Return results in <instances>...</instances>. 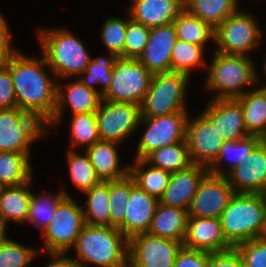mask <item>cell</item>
I'll return each mask as SVG.
<instances>
[{"mask_svg": "<svg viewBox=\"0 0 266 267\" xmlns=\"http://www.w3.org/2000/svg\"><path fill=\"white\" fill-rule=\"evenodd\" d=\"M38 254L37 248L20 244L6 234L0 241V267H27Z\"/></svg>", "mask_w": 266, "mask_h": 267, "instance_id": "obj_41", "label": "cell"}, {"mask_svg": "<svg viewBox=\"0 0 266 267\" xmlns=\"http://www.w3.org/2000/svg\"><path fill=\"white\" fill-rule=\"evenodd\" d=\"M113 141H98L85 149L90 162L101 181L118 180L126 177L130 172V164L120 162L117 146ZM123 167H122V166Z\"/></svg>", "mask_w": 266, "mask_h": 267, "instance_id": "obj_24", "label": "cell"}, {"mask_svg": "<svg viewBox=\"0 0 266 267\" xmlns=\"http://www.w3.org/2000/svg\"><path fill=\"white\" fill-rule=\"evenodd\" d=\"M30 153L0 151V182L5 187L22 185L33 179Z\"/></svg>", "mask_w": 266, "mask_h": 267, "instance_id": "obj_28", "label": "cell"}, {"mask_svg": "<svg viewBox=\"0 0 266 267\" xmlns=\"http://www.w3.org/2000/svg\"><path fill=\"white\" fill-rule=\"evenodd\" d=\"M77 151L70 148L66 153L68 172L71 182L79 189L78 191L84 193L99 184L101 180L97 176L86 151L84 155Z\"/></svg>", "mask_w": 266, "mask_h": 267, "instance_id": "obj_36", "label": "cell"}, {"mask_svg": "<svg viewBox=\"0 0 266 267\" xmlns=\"http://www.w3.org/2000/svg\"><path fill=\"white\" fill-rule=\"evenodd\" d=\"M234 194L226 176L208 172L199 183L188 215L189 217L220 218Z\"/></svg>", "mask_w": 266, "mask_h": 267, "instance_id": "obj_15", "label": "cell"}, {"mask_svg": "<svg viewBox=\"0 0 266 267\" xmlns=\"http://www.w3.org/2000/svg\"><path fill=\"white\" fill-rule=\"evenodd\" d=\"M235 193H266V146L261 142L250 152L246 162L226 175Z\"/></svg>", "mask_w": 266, "mask_h": 267, "instance_id": "obj_17", "label": "cell"}, {"mask_svg": "<svg viewBox=\"0 0 266 267\" xmlns=\"http://www.w3.org/2000/svg\"><path fill=\"white\" fill-rule=\"evenodd\" d=\"M208 267H245L235 248L223 252L210 253Z\"/></svg>", "mask_w": 266, "mask_h": 267, "instance_id": "obj_48", "label": "cell"}, {"mask_svg": "<svg viewBox=\"0 0 266 267\" xmlns=\"http://www.w3.org/2000/svg\"><path fill=\"white\" fill-rule=\"evenodd\" d=\"M238 0H186V10L214 30L239 9Z\"/></svg>", "mask_w": 266, "mask_h": 267, "instance_id": "obj_29", "label": "cell"}, {"mask_svg": "<svg viewBox=\"0 0 266 267\" xmlns=\"http://www.w3.org/2000/svg\"><path fill=\"white\" fill-rule=\"evenodd\" d=\"M183 243L150 233L129 240L128 267H173Z\"/></svg>", "mask_w": 266, "mask_h": 267, "instance_id": "obj_13", "label": "cell"}, {"mask_svg": "<svg viewBox=\"0 0 266 267\" xmlns=\"http://www.w3.org/2000/svg\"><path fill=\"white\" fill-rule=\"evenodd\" d=\"M260 143V137L255 135H249L246 138L224 142L220 154L214 164L208 169L210 173L215 175L226 176L232 169L239 164L246 162L250 152ZM227 160V161H226ZM224 161L228 162L229 166H226L224 170Z\"/></svg>", "mask_w": 266, "mask_h": 267, "instance_id": "obj_27", "label": "cell"}, {"mask_svg": "<svg viewBox=\"0 0 266 267\" xmlns=\"http://www.w3.org/2000/svg\"><path fill=\"white\" fill-rule=\"evenodd\" d=\"M46 133L45 125L32 114L18 107L0 109V151L30 153L31 144Z\"/></svg>", "mask_w": 266, "mask_h": 267, "instance_id": "obj_10", "label": "cell"}, {"mask_svg": "<svg viewBox=\"0 0 266 267\" xmlns=\"http://www.w3.org/2000/svg\"><path fill=\"white\" fill-rule=\"evenodd\" d=\"M83 194L87 196L82 205L85 222L90 225L110 226L109 181H101Z\"/></svg>", "mask_w": 266, "mask_h": 267, "instance_id": "obj_33", "label": "cell"}, {"mask_svg": "<svg viewBox=\"0 0 266 267\" xmlns=\"http://www.w3.org/2000/svg\"><path fill=\"white\" fill-rule=\"evenodd\" d=\"M188 113L141 117L139 125L146 127L137 144L134 159H145L158 148L186 140Z\"/></svg>", "mask_w": 266, "mask_h": 267, "instance_id": "obj_11", "label": "cell"}, {"mask_svg": "<svg viewBox=\"0 0 266 267\" xmlns=\"http://www.w3.org/2000/svg\"><path fill=\"white\" fill-rule=\"evenodd\" d=\"M152 73L137 59L118 58L103 100L141 105L152 79Z\"/></svg>", "mask_w": 266, "mask_h": 267, "instance_id": "obj_9", "label": "cell"}, {"mask_svg": "<svg viewBox=\"0 0 266 267\" xmlns=\"http://www.w3.org/2000/svg\"><path fill=\"white\" fill-rule=\"evenodd\" d=\"M204 49L203 46L177 39L171 53V71L191 76L193 69L201 67L205 72L207 63L203 59Z\"/></svg>", "mask_w": 266, "mask_h": 267, "instance_id": "obj_37", "label": "cell"}, {"mask_svg": "<svg viewBox=\"0 0 266 267\" xmlns=\"http://www.w3.org/2000/svg\"><path fill=\"white\" fill-rule=\"evenodd\" d=\"M190 76L180 72L152 75L149 90L141 105V117H157L177 112H188L186 95Z\"/></svg>", "mask_w": 266, "mask_h": 267, "instance_id": "obj_6", "label": "cell"}, {"mask_svg": "<svg viewBox=\"0 0 266 267\" xmlns=\"http://www.w3.org/2000/svg\"><path fill=\"white\" fill-rule=\"evenodd\" d=\"M258 238L263 240V241H266V216H265V221L263 223L261 233H260Z\"/></svg>", "mask_w": 266, "mask_h": 267, "instance_id": "obj_50", "label": "cell"}, {"mask_svg": "<svg viewBox=\"0 0 266 267\" xmlns=\"http://www.w3.org/2000/svg\"><path fill=\"white\" fill-rule=\"evenodd\" d=\"M95 114L101 141H113L121 144L140 126V106L132 103L102 99Z\"/></svg>", "mask_w": 266, "mask_h": 267, "instance_id": "obj_12", "label": "cell"}, {"mask_svg": "<svg viewBox=\"0 0 266 267\" xmlns=\"http://www.w3.org/2000/svg\"><path fill=\"white\" fill-rule=\"evenodd\" d=\"M177 40L173 23L150 29L147 45L137 58L152 74L171 71V53Z\"/></svg>", "mask_w": 266, "mask_h": 267, "instance_id": "obj_19", "label": "cell"}, {"mask_svg": "<svg viewBox=\"0 0 266 267\" xmlns=\"http://www.w3.org/2000/svg\"><path fill=\"white\" fill-rule=\"evenodd\" d=\"M53 261L44 267H81L80 264L71 257H66V253H49Z\"/></svg>", "mask_w": 266, "mask_h": 267, "instance_id": "obj_49", "label": "cell"}, {"mask_svg": "<svg viewBox=\"0 0 266 267\" xmlns=\"http://www.w3.org/2000/svg\"><path fill=\"white\" fill-rule=\"evenodd\" d=\"M70 120L71 146L82 151L100 141L95 112L74 114Z\"/></svg>", "mask_w": 266, "mask_h": 267, "instance_id": "obj_39", "label": "cell"}, {"mask_svg": "<svg viewBox=\"0 0 266 267\" xmlns=\"http://www.w3.org/2000/svg\"><path fill=\"white\" fill-rule=\"evenodd\" d=\"M265 216V194L235 193L220 217L224 237L233 248L258 238Z\"/></svg>", "mask_w": 266, "mask_h": 267, "instance_id": "obj_5", "label": "cell"}, {"mask_svg": "<svg viewBox=\"0 0 266 267\" xmlns=\"http://www.w3.org/2000/svg\"><path fill=\"white\" fill-rule=\"evenodd\" d=\"M32 180L18 186L4 187L0 196V226L5 230L10 221L21 225L27 223Z\"/></svg>", "mask_w": 266, "mask_h": 267, "instance_id": "obj_25", "label": "cell"}, {"mask_svg": "<svg viewBox=\"0 0 266 267\" xmlns=\"http://www.w3.org/2000/svg\"><path fill=\"white\" fill-rule=\"evenodd\" d=\"M8 22L0 12V66L6 62L18 51L11 45V35Z\"/></svg>", "mask_w": 266, "mask_h": 267, "instance_id": "obj_47", "label": "cell"}, {"mask_svg": "<svg viewBox=\"0 0 266 267\" xmlns=\"http://www.w3.org/2000/svg\"><path fill=\"white\" fill-rule=\"evenodd\" d=\"M208 172V168L192 164L186 169L172 173L159 202L188 211L199 183Z\"/></svg>", "mask_w": 266, "mask_h": 267, "instance_id": "obj_23", "label": "cell"}, {"mask_svg": "<svg viewBox=\"0 0 266 267\" xmlns=\"http://www.w3.org/2000/svg\"><path fill=\"white\" fill-rule=\"evenodd\" d=\"M144 160L151 166L171 174L192 165L186 140L158 148Z\"/></svg>", "mask_w": 266, "mask_h": 267, "instance_id": "obj_32", "label": "cell"}, {"mask_svg": "<svg viewBox=\"0 0 266 267\" xmlns=\"http://www.w3.org/2000/svg\"><path fill=\"white\" fill-rule=\"evenodd\" d=\"M262 92H263V94L266 96V85H262V87L261 86H259L258 87Z\"/></svg>", "mask_w": 266, "mask_h": 267, "instance_id": "obj_53", "label": "cell"}, {"mask_svg": "<svg viewBox=\"0 0 266 267\" xmlns=\"http://www.w3.org/2000/svg\"><path fill=\"white\" fill-rule=\"evenodd\" d=\"M159 200L141 189L131 176V195L127 202L124 223L118 228L130 240L147 233Z\"/></svg>", "mask_w": 266, "mask_h": 267, "instance_id": "obj_20", "label": "cell"}, {"mask_svg": "<svg viewBox=\"0 0 266 267\" xmlns=\"http://www.w3.org/2000/svg\"><path fill=\"white\" fill-rule=\"evenodd\" d=\"M183 246L209 253L233 248L224 237L220 218L188 217Z\"/></svg>", "mask_w": 266, "mask_h": 267, "instance_id": "obj_21", "label": "cell"}, {"mask_svg": "<svg viewBox=\"0 0 266 267\" xmlns=\"http://www.w3.org/2000/svg\"><path fill=\"white\" fill-rule=\"evenodd\" d=\"M118 57L113 53H108L107 57H96L87 65L85 71L79 75V80L89 88L97 90L103 95L109 88L112 79V70ZM100 85L97 89L95 86Z\"/></svg>", "mask_w": 266, "mask_h": 267, "instance_id": "obj_38", "label": "cell"}, {"mask_svg": "<svg viewBox=\"0 0 266 267\" xmlns=\"http://www.w3.org/2000/svg\"><path fill=\"white\" fill-rule=\"evenodd\" d=\"M5 234H6V230L2 226H0V241L5 236Z\"/></svg>", "mask_w": 266, "mask_h": 267, "instance_id": "obj_52", "label": "cell"}, {"mask_svg": "<svg viewBox=\"0 0 266 267\" xmlns=\"http://www.w3.org/2000/svg\"><path fill=\"white\" fill-rule=\"evenodd\" d=\"M128 19L107 17L101 27V40L108 53L115 54L118 58H124V45Z\"/></svg>", "mask_w": 266, "mask_h": 267, "instance_id": "obj_42", "label": "cell"}, {"mask_svg": "<svg viewBox=\"0 0 266 267\" xmlns=\"http://www.w3.org/2000/svg\"><path fill=\"white\" fill-rule=\"evenodd\" d=\"M188 217L187 210L159 202L147 233L183 243Z\"/></svg>", "mask_w": 266, "mask_h": 267, "instance_id": "obj_26", "label": "cell"}, {"mask_svg": "<svg viewBox=\"0 0 266 267\" xmlns=\"http://www.w3.org/2000/svg\"><path fill=\"white\" fill-rule=\"evenodd\" d=\"M128 16L148 28L173 23L186 11V0H132Z\"/></svg>", "mask_w": 266, "mask_h": 267, "instance_id": "obj_22", "label": "cell"}, {"mask_svg": "<svg viewBox=\"0 0 266 267\" xmlns=\"http://www.w3.org/2000/svg\"><path fill=\"white\" fill-rule=\"evenodd\" d=\"M131 195V175L109 181L110 226L119 228L126 216L127 202Z\"/></svg>", "mask_w": 266, "mask_h": 267, "instance_id": "obj_40", "label": "cell"}, {"mask_svg": "<svg viewBox=\"0 0 266 267\" xmlns=\"http://www.w3.org/2000/svg\"><path fill=\"white\" fill-rule=\"evenodd\" d=\"M260 142L266 146V131L260 136Z\"/></svg>", "mask_w": 266, "mask_h": 267, "instance_id": "obj_51", "label": "cell"}, {"mask_svg": "<svg viewBox=\"0 0 266 267\" xmlns=\"http://www.w3.org/2000/svg\"><path fill=\"white\" fill-rule=\"evenodd\" d=\"M173 24L176 28L177 39L192 43L198 46H207L213 40L215 30L206 22L184 11L178 18L174 19Z\"/></svg>", "mask_w": 266, "mask_h": 267, "instance_id": "obj_34", "label": "cell"}, {"mask_svg": "<svg viewBox=\"0 0 266 267\" xmlns=\"http://www.w3.org/2000/svg\"><path fill=\"white\" fill-rule=\"evenodd\" d=\"M186 141L192 164L208 169L218 158L224 143L217 127L203 112L194 118L189 115L186 124Z\"/></svg>", "mask_w": 266, "mask_h": 267, "instance_id": "obj_14", "label": "cell"}, {"mask_svg": "<svg viewBox=\"0 0 266 267\" xmlns=\"http://www.w3.org/2000/svg\"><path fill=\"white\" fill-rule=\"evenodd\" d=\"M263 70H264V74L266 76V56H265V60H264V64H263Z\"/></svg>", "mask_w": 266, "mask_h": 267, "instance_id": "obj_54", "label": "cell"}, {"mask_svg": "<svg viewBox=\"0 0 266 267\" xmlns=\"http://www.w3.org/2000/svg\"><path fill=\"white\" fill-rule=\"evenodd\" d=\"M133 161L129 174L135 183L149 195L160 200L169 184L171 173L151 166L144 159Z\"/></svg>", "mask_w": 266, "mask_h": 267, "instance_id": "obj_31", "label": "cell"}, {"mask_svg": "<svg viewBox=\"0 0 266 267\" xmlns=\"http://www.w3.org/2000/svg\"><path fill=\"white\" fill-rule=\"evenodd\" d=\"M262 32L252 13L238 9L215 29V51L248 56L260 46Z\"/></svg>", "mask_w": 266, "mask_h": 267, "instance_id": "obj_7", "label": "cell"}, {"mask_svg": "<svg viewBox=\"0 0 266 267\" xmlns=\"http://www.w3.org/2000/svg\"><path fill=\"white\" fill-rule=\"evenodd\" d=\"M128 18L126 29L124 58L137 59L145 49L150 36V28Z\"/></svg>", "mask_w": 266, "mask_h": 267, "instance_id": "obj_43", "label": "cell"}, {"mask_svg": "<svg viewBox=\"0 0 266 267\" xmlns=\"http://www.w3.org/2000/svg\"><path fill=\"white\" fill-rule=\"evenodd\" d=\"M203 113L217 127L224 142L237 141L249 136L242 106L236 99H212L207 101Z\"/></svg>", "mask_w": 266, "mask_h": 267, "instance_id": "obj_18", "label": "cell"}, {"mask_svg": "<svg viewBox=\"0 0 266 267\" xmlns=\"http://www.w3.org/2000/svg\"><path fill=\"white\" fill-rule=\"evenodd\" d=\"M210 253L182 247L178 252L173 267H208Z\"/></svg>", "mask_w": 266, "mask_h": 267, "instance_id": "obj_45", "label": "cell"}, {"mask_svg": "<svg viewBox=\"0 0 266 267\" xmlns=\"http://www.w3.org/2000/svg\"><path fill=\"white\" fill-rule=\"evenodd\" d=\"M86 225L82 209L72 196H66L58 205L50 224L41 233L44 250L40 253H68ZM45 251V252H44Z\"/></svg>", "mask_w": 266, "mask_h": 267, "instance_id": "obj_8", "label": "cell"}, {"mask_svg": "<svg viewBox=\"0 0 266 267\" xmlns=\"http://www.w3.org/2000/svg\"><path fill=\"white\" fill-rule=\"evenodd\" d=\"M4 187H5V186L0 182V196H1V194H2V191H3Z\"/></svg>", "mask_w": 266, "mask_h": 267, "instance_id": "obj_55", "label": "cell"}, {"mask_svg": "<svg viewBox=\"0 0 266 267\" xmlns=\"http://www.w3.org/2000/svg\"><path fill=\"white\" fill-rule=\"evenodd\" d=\"M251 59L214 51L204 82L205 87L215 93L213 99H236L247 92L246 87L259 84L260 78Z\"/></svg>", "mask_w": 266, "mask_h": 267, "instance_id": "obj_4", "label": "cell"}, {"mask_svg": "<svg viewBox=\"0 0 266 267\" xmlns=\"http://www.w3.org/2000/svg\"><path fill=\"white\" fill-rule=\"evenodd\" d=\"M36 33L41 53L50 67L49 73L58 81L77 78L92 60L81 39L68 29H38Z\"/></svg>", "mask_w": 266, "mask_h": 267, "instance_id": "obj_3", "label": "cell"}, {"mask_svg": "<svg viewBox=\"0 0 266 267\" xmlns=\"http://www.w3.org/2000/svg\"><path fill=\"white\" fill-rule=\"evenodd\" d=\"M39 59L17 51L5 64L10 70L17 107L46 125L56 108L57 82L43 54ZM38 58V59H37ZM48 66V67H47ZM55 79V80H54Z\"/></svg>", "mask_w": 266, "mask_h": 267, "instance_id": "obj_1", "label": "cell"}, {"mask_svg": "<svg viewBox=\"0 0 266 267\" xmlns=\"http://www.w3.org/2000/svg\"><path fill=\"white\" fill-rule=\"evenodd\" d=\"M70 197L64 189L57 193L49 191L43 194H33L30 200L29 213L27 222L34 224L36 228H39L41 233L50 224V221L55 213L57 205L66 197Z\"/></svg>", "mask_w": 266, "mask_h": 267, "instance_id": "obj_35", "label": "cell"}, {"mask_svg": "<svg viewBox=\"0 0 266 267\" xmlns=\"http://www.w3.org/2000/svg\"><path fill=\"white\" fill-rule=\"evenodd\" d=\"M73 248L81 267H128L129 240L118 228L86 223Z\"/></svg>", "mask_w": 266, "mask_h": 267, "instance_id": "obj_2", "label": "cell"}, {"mask_svg": "<svg viewBox=\"0 0 266 267\" xmlns=\"http://www.w3.org/2000/svg\"><path fill=\"white\" fill-rule=\"evenodd\" d=\"M236 100L242 106L248 134L260 137L266 131V96L255 87Z\"/></svg>", "mask_w": 266, "mask_h": 267, "instance_id": "obj_30", "label": "cell"}, {"mask_svg": "<svg viewBox=\"0 0 266 267\" xmlns=\"http://www.w3.org/2000/svg\"><path fill=\"white\" fill-rule=\"evenodd\" d=\"M245 267H266V241L254 238L234 247Z\"/></svg>", "mask_w": 266, "mask_h": 267, "instance_id": "obj_44", "label": "cell"}, {"mask_svg": "<svg viewBox=\"0 0 266 267\" xmlns=\"http://www.w3.org/2000/svg\"><path fill=\"white\" fill-rule=\"evenodd\" d=\"M63 85L57 81L56 108L52 119L45 125L46 132L48 127L62 123L65 107L69 106L72 115L96 112L102 101L97 90L87 87L79 79Z\"/></svg>", "mask_w": 266, "mask_h": 267, "instance_id": "obj_16", "label": "cell"}, {"mask_svg": "<svg viewBox=\"0 0 266 267\" xmlns=\"http://www.w3.org/2000/svg\"><path fill=\"white\" fill-rule=\"evenodd\" d=\"M17 107L16 95L10 70L0 66V109H11Z\"/></svg>", "mask_w": 266, "mask_h": 267, "instance_id": "obj_46", "label": "cell"}]
</instances>
